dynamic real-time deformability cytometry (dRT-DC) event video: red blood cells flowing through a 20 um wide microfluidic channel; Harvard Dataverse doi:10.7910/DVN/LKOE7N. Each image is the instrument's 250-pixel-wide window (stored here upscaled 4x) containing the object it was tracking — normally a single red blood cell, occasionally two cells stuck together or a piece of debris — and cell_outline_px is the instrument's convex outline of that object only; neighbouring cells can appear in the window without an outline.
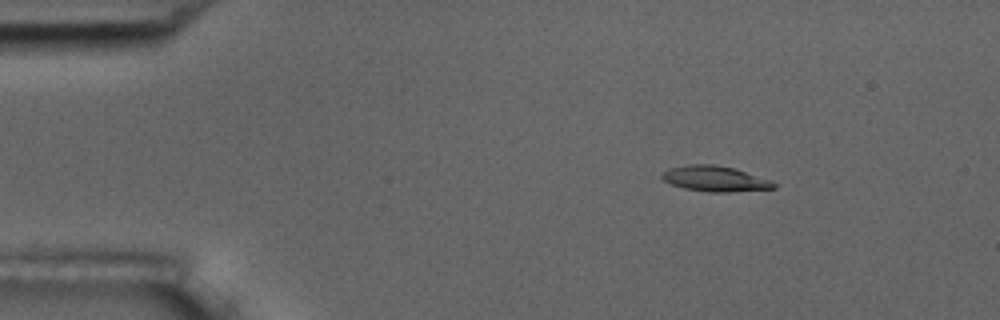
{"species": "common noctule bat (a hibernating species)", "species_latin": "Nyctalus noctula", "temperature_condition": "room temperature", "stored_images_in_passage": 16, "camera_frame_rate_fps": 3000, "um_per_image_px": 0.085, "animal": {"sex": "male", "body_mass_g": 17.5, "forearm_length_mm": 52.3}, "frame": {"image": 1, "passage_image": 2, "time_ms": 1.333, "image_size_px": [1000, 320], "cell_outline_px": [[776, 188], [728, 192], [708, 192], [684, 188], [672, 184], [664, 180], [660, 176], [668, 168], [688, 164], [712, 164], [736, 168], [772, 180], [776, 184]], "centroid_in_image_um": [60.8, 15.18], "position_along_channel_um": 24.2, "area_um2": 16.7}}
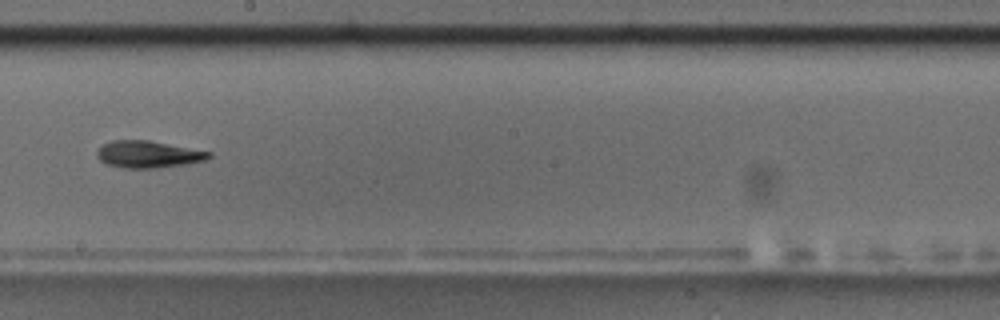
{"frame": {"image": 2, "passage_image": 9, "time_ms": 9.333, "image_size_px": [1000, 320], "cell_outline_px": [[212, 156], [204, 160], [188, 164], [156, 168], [124, 168], [104, 164], [96, 156], [96, 152], [104, 144], [112, 140], [148, 140], [212, 152]], "centroid_in_image_um": [12.58, 13.12], "position_along_channel_um": 235.6, "area_um2": 17.63}}
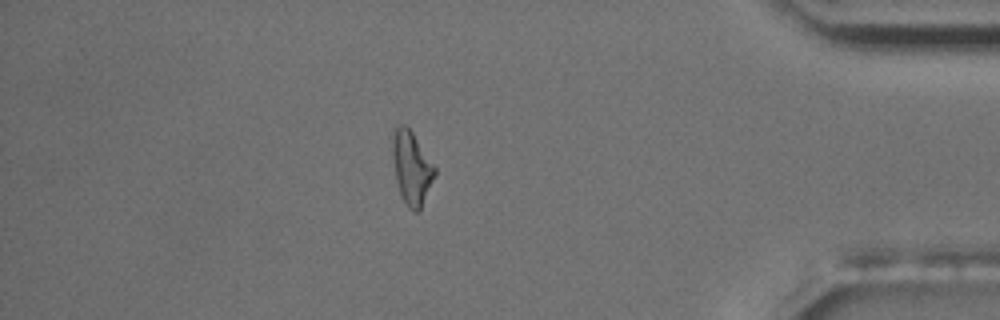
{"frame": {"image": 3, "passage_image": 14, "time_ms": 15.0, "image_size_px": [1000, 320], "cell_outline_px": [[436, 172], [420, 208], [416, 212], [408, 208], [400, 192], [396, 180], [392, 156], [392, 128], [396, 124], [404, 124], [412, 132], [436, 168]], "centroid_in_image_um": [34.95, 14.19], "position_along_channel_um": 400.3, "area_um2": 17.74}, "authors_computed_cell_mechanics": {"area_um2": 16.6753, "velocity_mm_per_s": 3.56, "shape_relaxation_time_tau1_ms": 3.2269, "shape_relaxation_time_tau2_ms": 7.2193, "deformation_change_tau1": 0.1403, "deformation_change_tau2": 0.2168}}